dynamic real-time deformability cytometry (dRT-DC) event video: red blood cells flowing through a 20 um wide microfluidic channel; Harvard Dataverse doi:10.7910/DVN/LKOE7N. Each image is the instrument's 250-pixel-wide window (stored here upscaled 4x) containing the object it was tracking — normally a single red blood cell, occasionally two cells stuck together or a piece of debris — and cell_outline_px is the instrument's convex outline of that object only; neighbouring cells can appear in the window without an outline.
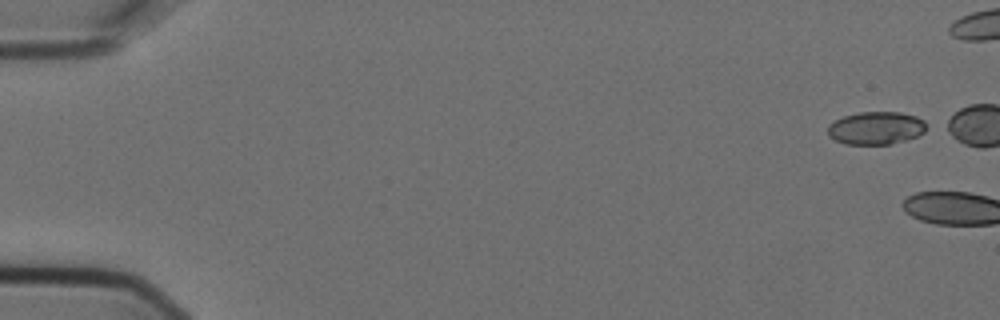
{"species": "Egyptian fruit bat (a non-hibernating species)", "species_latin": "Rousettus aegyptiacus", "temperature_condition": "cold", "stored_images_in_passage": 12, "camera_frame_rate_fps": 3000, "um_per_image_px": 0.085, "animal": {"sex": "female"}, "frame": {"image": 1, "passage_image": 1, "time_ms": 0.0, "image_size_px": [1000, 320], "cell_outline_px": [[932, 128], [916, 136], [904, 140], [888, 144], [844, 144], [828, 136], [828, 124], [844, 116], [860, 112], [900, 112], [916, 116], [924, 120]], "centroid_in_image_um": [74.5, 10.88], "position_along_channel_um": 10.5, "area_um2": 19.02}}